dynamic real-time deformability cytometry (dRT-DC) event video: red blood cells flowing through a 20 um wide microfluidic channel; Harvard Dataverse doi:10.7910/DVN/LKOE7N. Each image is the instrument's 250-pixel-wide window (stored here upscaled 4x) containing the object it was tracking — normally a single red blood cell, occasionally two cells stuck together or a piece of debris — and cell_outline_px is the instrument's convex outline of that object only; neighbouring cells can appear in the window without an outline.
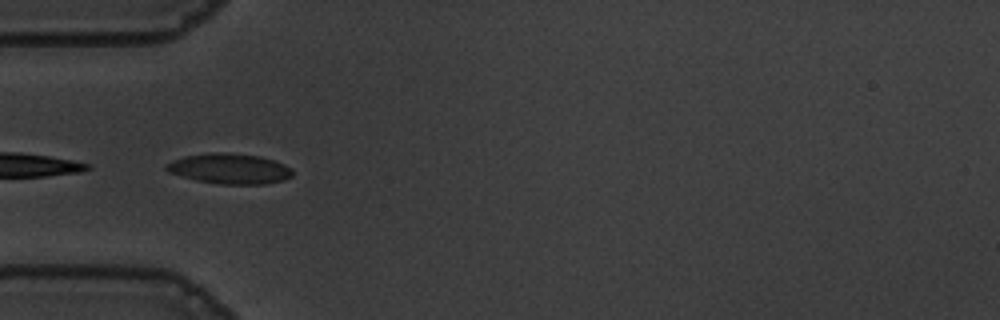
{"species": "common noctule bat (a hibernating species)", "species_latin": "Nyctalus noctula", "temperature_condition": "warm", "stored_images_in_passage": 39, "camera_frame_rate_fps": 3000, "um_per_image_px": 0.085, "animal": {"sex": "male", "body_mass_g": 19.5, "forearm_length_mm": 54.6}, "frame": {"image": 1, "passage_image": 1, "time_ms": 0.0, "image_size_px": [1000, 320], "cell_outline_px": [[292, 176], [284, 180], [264, 184], [216, 184], [196, 180], [168, 172], [164, 168], [164, 164], [172, 160], [184, 156], [212, 152], [220, 152], [260, 156], [284, 164], [292, 168]], "centroid_in_image_um": [19.48, 14.34], "position_along_channel_um": 65.5, "area_um2": 22.37}}
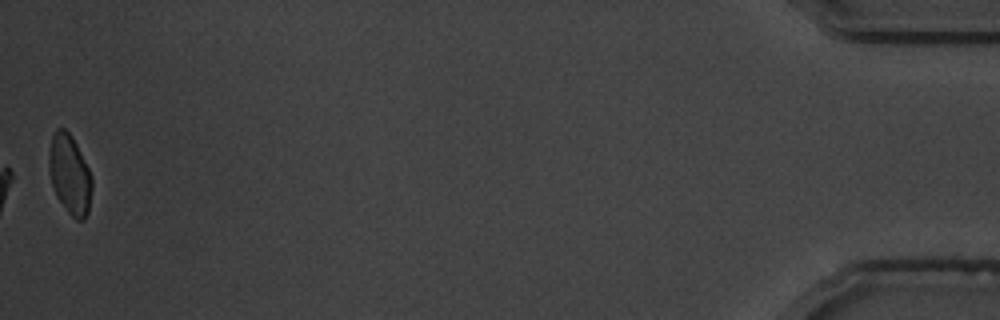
{"frame": {"image": 2, "passage_image": 39, "time_ms": 12.667, "image_size_px": [1000, 320], "cell_outline_px": [[92, 188], [88, 212], [84, 220], [76, 220], [68, 212], [56, 196], [52, 184], [48, 168], [48, 160], [52, 136], [56, 128], [64, 128], [72, 136], [92, 176]], "centroid_in_image_um": [5.92, 14.84], "position_along_channel_um": 429.3, "area_um2": 19.83}, "authors_computed_cell_mechanics": {"area_um2": 20.8658, "velocity_mm_per_s": 3.6119, "shape_relaxation_time_tau1_ms": 4.2274, "shape_relaxation_time_tau2_ms": 0.794, "deformation_change_tau1": 0.1613, "deformation_change_tau2": 0.0532}}